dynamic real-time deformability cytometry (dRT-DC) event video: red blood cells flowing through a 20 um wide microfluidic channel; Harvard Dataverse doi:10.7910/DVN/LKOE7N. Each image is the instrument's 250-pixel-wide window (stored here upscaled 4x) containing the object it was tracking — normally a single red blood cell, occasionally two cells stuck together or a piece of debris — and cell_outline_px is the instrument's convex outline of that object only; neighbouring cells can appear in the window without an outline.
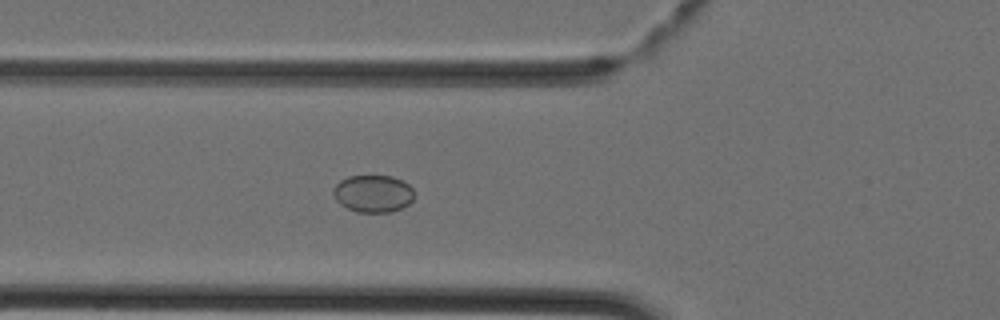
{"species": "Egyptian fruit bat (a non-hibernating species)", "species_latin": "Rousettus aegyptiacus", "temperature_condition": "cold", "stored_images_in_passage": 32, "camera_frame_rate_fps": 3000, "um_per_image_px": 0.085, "animal": {"sex": "female"}, "frame": {"image": 1, "passage_image": 4, "time_ms": 1.0, "image_size_px": [1000, 320], "cell_outline_px": [[412, 200], [408, 204], [392, 212], [356, 212], [340, 204], [336, 200], [332, 192], [332, 188], [340, 180], [348, 176], [392, 176], [408, 184], [412, 188]], "centroid_in_image_um": [31.67, 16.46], "position_along_channel_um": 94.1, "area_um2": 17.51}}
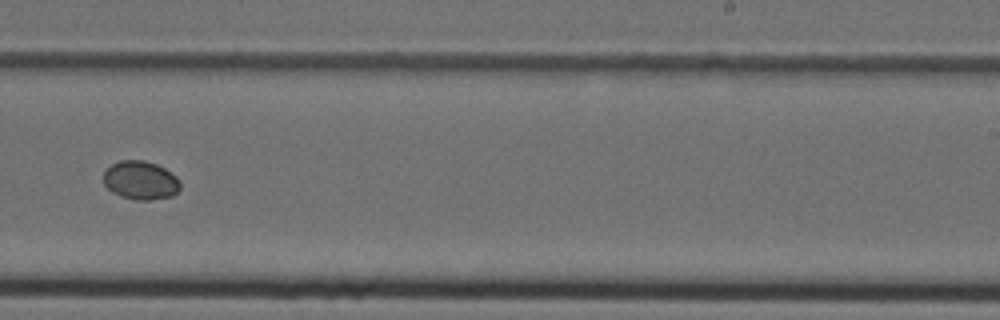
{"frame": {"image": 2, "passage_image": 16, "time_ms": 5.0, "image_size_px": [1000, 320], "cell_outline_px": [[180, 188], [172, 196], [152, 200], [136, 200], [120, 196], [112, 192], [104, 184], [104, 172], [112, 164], [120, 160], [144, 160], [156, 164], [164, 168], [176, 176], [180, 184]], "centroid_in_image_um": [11.94, 15.33], "position_along_channel_um": 277.1, "area_um2": 17.22}}
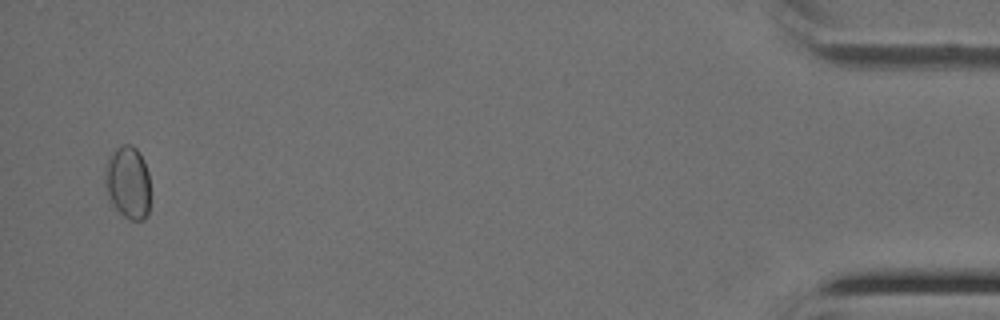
{"frame": {"image": 3, "passage_image": 31, "time_ms": 10.0, "image_size_px": [1000, 320], "cell_outline_px": [[148, 212], [144, 220], [128, 220], [108, 200], [104, 180], [104, 164], [108, 156], [120, 144], [132, 144], [140, 152], [144, 160], [148, 172]], "centroid_in_image_um": [10.83, 15.46], "position_along_channel_um": 424.4, "area_um2": 19.54}}